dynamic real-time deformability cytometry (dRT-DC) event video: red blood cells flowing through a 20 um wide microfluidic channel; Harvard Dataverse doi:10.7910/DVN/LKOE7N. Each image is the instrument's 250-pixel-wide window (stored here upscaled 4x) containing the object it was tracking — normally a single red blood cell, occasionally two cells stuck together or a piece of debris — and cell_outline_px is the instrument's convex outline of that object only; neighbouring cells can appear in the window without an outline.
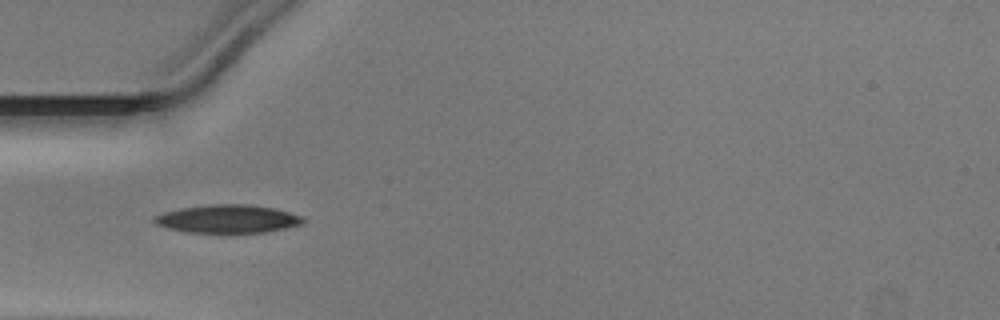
{"species": "Egyptian fruit bat (a non-hibernating species)", "species_latin": "Rousettus aegyptiacus", "temperature_condition": "warm", "stored_images_in_passage": 13, "camera_frame_rate_fps": 3000, "um_per_image_px": 0.085, "animal": {"sex": "male"}, "frame": {"image": 1, "passage_image": 1, "time_ms": 0.0, "image_size_px": [1000, 320], "cell_outline_px": [[308, 220], [304, 224], [264, 232], [188, 232], [168, 228], [156, 224], [152, 220], [156, 216], [164, 212], [180, 208], [208, 204], [248, 204], [272, 208], [304, 216]], "centroid_in_image_um": [19.39, 18.59], "position_along_channel_um": 65.6, "area_um2": 24.33}}
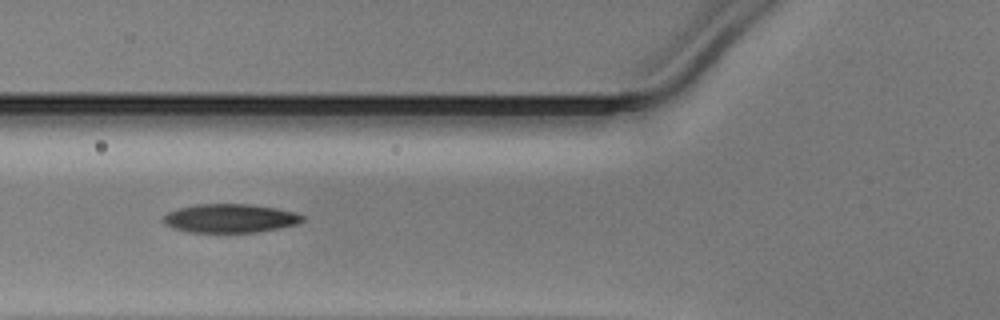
{"frame": {"image": 2, "passage_image": 4, "time_ms": 1.0, "image_size_px": [1000, 320], "cell_outline_px": [[304, 220], [296, 224], [256, 232], [188, 232], [172, 228], [164, 224], [164, 216], [168, 212], [176, 208], [196, 204], [248, 204], [276, 208], [296, 212], [304, 216]], "centroid_in_image_um": [19.52, 18.55], "position_along_channel_um": 106.3, "area_um2": 23.24}}
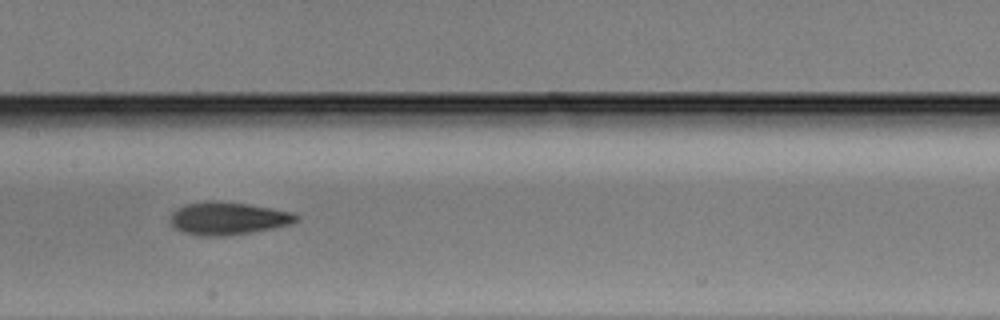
{"frame": {"image": 3, "passage_image": 10, "time_ms": 3.0, "image_size_px": [1000, 320], "cell_outline_px": [[300, 220], [292, 224], [252, 232], [224, 236], [200, 236], [184, 232], [176, 228], [172, 224], [172, 216], [180, 208], [188, 204], [212, 200], [216, 200], [248, 204], [272, 208], [292, 212], [300, 216]], "centroid_in_image_um": [19.48, 18.57], "position_along_channel_um": 187.9, "area_um2": 23.76}}